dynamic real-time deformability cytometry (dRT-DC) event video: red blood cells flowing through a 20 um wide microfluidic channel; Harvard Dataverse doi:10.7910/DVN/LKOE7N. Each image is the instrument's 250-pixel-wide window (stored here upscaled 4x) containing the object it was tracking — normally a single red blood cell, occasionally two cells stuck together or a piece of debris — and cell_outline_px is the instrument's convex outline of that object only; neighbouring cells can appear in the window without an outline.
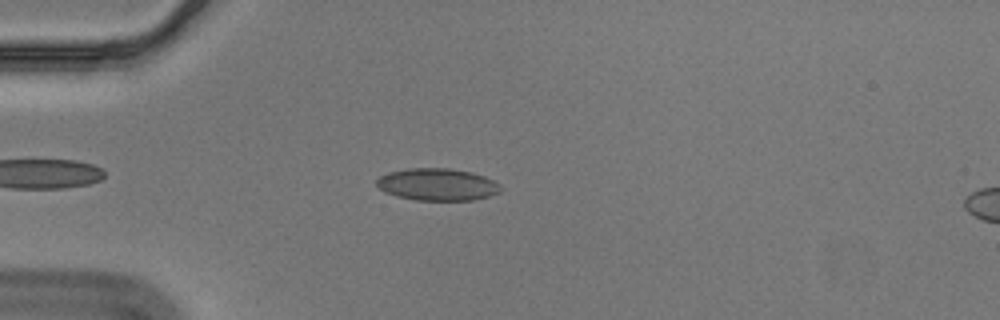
{"species": "Egyptian fruit bat (a non-hibernating species)", "species_latin": "Rousettus aegyptiacus", "temperature_condition": "cold", "stored_images_in_passage": 46, "camera_frame_rate_fps": 3000, "um_per_image_px": 0.085, "animal": {"sex": "male"}, "frame": {"image": 1, "passage_image": 8, "time_ms": 2.333, "image_size_px": [1000, 320], "cell_outline_px": [[504, 188], [500, 192], [488, 196], [472, 200], [416, 200], [396, 196], [384, 192], [376, 184], [376, 180], [380, 176], [388, 172], [408, 168], [448, 168], [472, 172], [484, 176], [500, 184]], "centroid_in_image_um": [37.18, 15.68], "position_along_channel_um": 47.8, "area_um2": 23.35}}
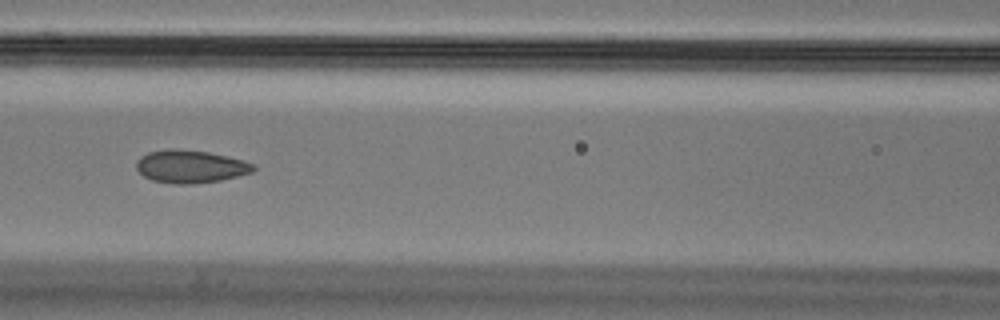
{"frame": {"image": 2, "passage_image": 18, "time_ms": 5.667, "image_size_px": [1000, 320], "cell_outline_px": [[256, 168], [252, 172], [220, 180], [192, 184], [172, 184], [152, 180], [144, 176], [136, 168], [136, 160], [140, 156], [148, 152], [168, 148], [172, 148], [208, 152], [228, 156], [244, 160], [256, 164]], "centroid_in_image_um": [16.18, 14.14], "position_along_channel_um": 150.4, "area_um2": 22.54}}
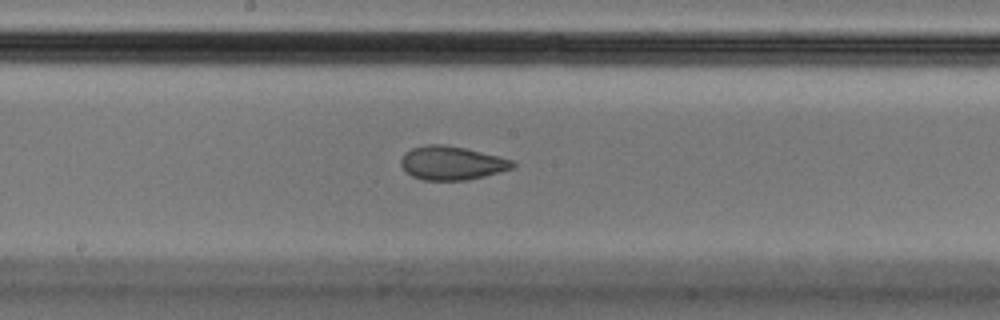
{"frame": {"image": 3, "passage_image": 23, "time_ms": 7.333, "image_size_px": [1000, 320], "cell_outline_px": [[516, 164], [512, 168], [484, 176], [464, 180], [424, 180], [412, 176], [400, 164], [400, 160], [404, 152], [412, 148], [424, 144], [444, 144], [464, 148], [512, 160]], "centroid_in_image_um": [38.35, 13.85], "position_along_channel_um": 209.9, "area_um2": 21.68}, "authors_computed_cell_mechanics": {"area_um2": 22.8888, "velocity_mm_per_s": 3.5623, "shape_relaxation_time_tau1_ms": null, "shape_relaxation_time_tau2_ms": 1.176, "deformation_change_tau1": null, "deformation_change_tau2": 0.0673}}